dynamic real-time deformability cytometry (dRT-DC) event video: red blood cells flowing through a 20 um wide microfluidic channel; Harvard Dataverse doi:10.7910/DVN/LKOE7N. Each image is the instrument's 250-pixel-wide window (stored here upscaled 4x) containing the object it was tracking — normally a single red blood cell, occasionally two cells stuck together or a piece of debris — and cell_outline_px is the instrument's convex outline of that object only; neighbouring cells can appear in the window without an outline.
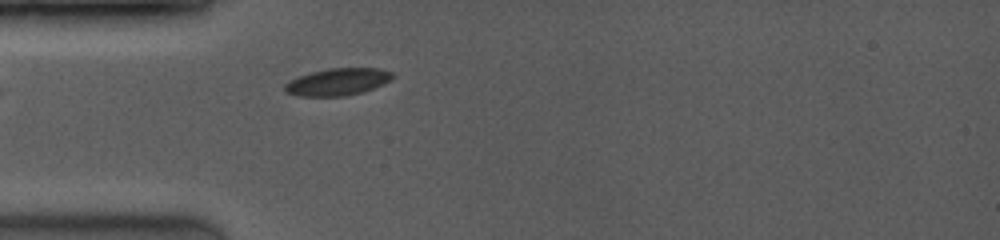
{"species": "common noctule bat (a hibernating species)", "species_latin": "Nyctalus noctula", "temperature_condition": "room temperature", "stored_images_in_passage": 2, "camera_frame_rate_fps": 3500, "um_per_image_px": 0.085, "animal": {"sex": "female", "body_mass_g": 19.0, "forearm_length_mm": 53.3}, "frame": {"image": 1, "passage_image": 2, "time_ms": 1.143, "image_size_px": [1000, 240], "cell_outline_px": [[392, 76], [384, 84], [364, 92], [344, 96], [300, 96], [284, 92], [284, 84], [300, 76], [312, 72], [328, 68], [376, 68], [392, 72]], "centroid_in_image_um": [28.69, 6.97], "position_along_channel_um": 56.3, "area_um2": 16.88}}